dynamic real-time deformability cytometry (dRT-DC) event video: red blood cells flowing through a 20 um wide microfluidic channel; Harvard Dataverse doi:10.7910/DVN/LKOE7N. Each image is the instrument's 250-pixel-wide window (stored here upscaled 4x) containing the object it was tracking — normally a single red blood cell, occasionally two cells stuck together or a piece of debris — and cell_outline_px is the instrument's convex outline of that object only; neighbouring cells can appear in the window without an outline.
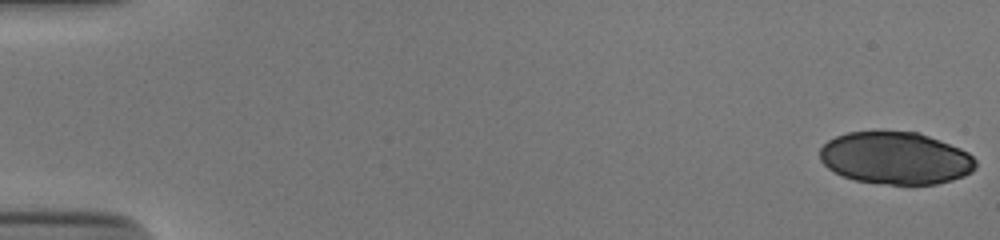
{"species": "human", "species_latin": "Homo sapiens", "temperature_condition": "cold", "stored_images_in_passage": 53, "segment_of_instrument_passage": [1, 2], "camera_frame_rate_fps": 3000, "um_per_image_px": 0.085, "donor": {"sex": "male"}, "frame": {"image": 1, "passage_image": 1, "time_ms": 0.0, "image_size_px": [1000, 240], "cell_outline_px": [[976, 168], [972, 172], [964, 176], [952, 180], [936, 184], [888, 184], [856, 180], [844, 176], [828, 168], [820, 160], [820, 148], [828, 140], [836, 136], [848, 132], [876, 128], [880, 128], [916, 132], [940, 140], [960, 148], [968, 152], [976, 160]], "centroid_in_image_um": [76.12, 13.39], "position_along_channel_um": 8.9, "area_um2": 48.32}}
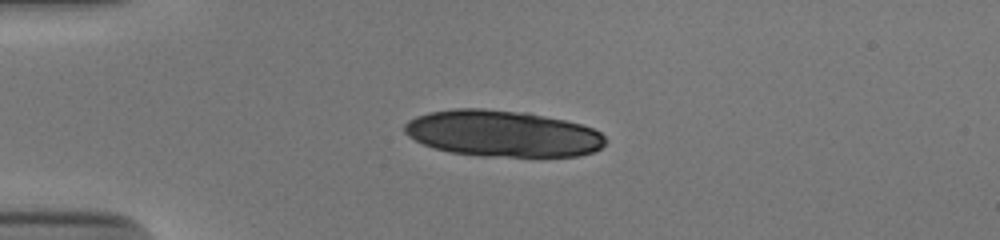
{"frame": {"image": 2, "passage_image": 14, "time_ms": 4.333, "image_size_px": [1000, 240], "cell_outline_px": [[604, 144], [600, 148], [592, 152], [580, 156], [480, 156], [452, 152], [432, 148], [408, 136], [404, 132], [404, 124], [408, 120], [416, 116], [428, 112], [456, 108], [484, 108], [528, 112], [564, 120], [580, 124], [592, 128], [600, 132], [604, 136]], "centroid_in_image_um": [42.69, 11.34], "position_along_channel_um": 42.3, "area_um2": 54.39}}